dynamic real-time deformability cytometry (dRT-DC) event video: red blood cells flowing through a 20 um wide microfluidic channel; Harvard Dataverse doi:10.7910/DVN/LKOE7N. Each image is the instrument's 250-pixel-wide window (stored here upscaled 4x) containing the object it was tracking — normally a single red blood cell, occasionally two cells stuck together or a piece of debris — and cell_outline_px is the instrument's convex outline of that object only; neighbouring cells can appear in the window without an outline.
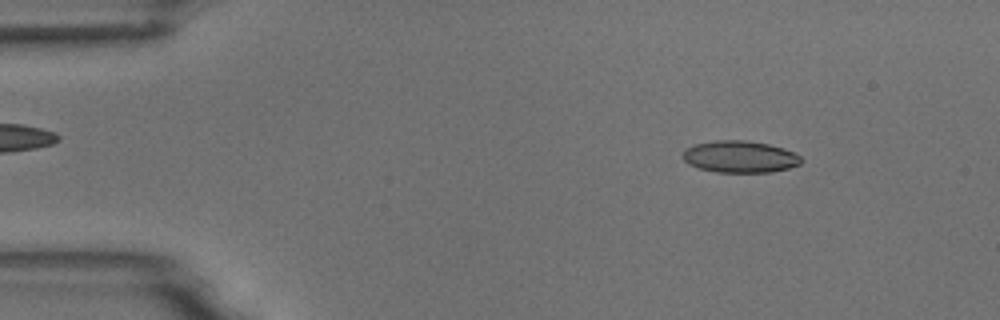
{"species": "common noctule bat (a hibernating species)", "species_latin": "Nyctalus noctula", "temperature_condition": "room temperature", "stored_images_in_passage": 5, "camera_frame_rate_fps": 3000, "um_per_image_px": 0.085, "animal": {"sex": "male", "body_mass_g": 18.8}, "frame": {"image": 1, "passage_image": 2, "time_ms": 0.333, "image_size_px": [1000, 320], "cell_outline_px": [[804, 160], [800, 164], [788, 168], [772, 172], [716, 172], [700, 168], [688, 164], [680, 156], [684, 148], [692, 144], [712, 140], [744, 140], [768, 144], [784, 148], [800, 156]], "centroid_in_image_um": [62.84, 13.31], "position_along_channel_um": 22.2, "area_um2": 22.25}}